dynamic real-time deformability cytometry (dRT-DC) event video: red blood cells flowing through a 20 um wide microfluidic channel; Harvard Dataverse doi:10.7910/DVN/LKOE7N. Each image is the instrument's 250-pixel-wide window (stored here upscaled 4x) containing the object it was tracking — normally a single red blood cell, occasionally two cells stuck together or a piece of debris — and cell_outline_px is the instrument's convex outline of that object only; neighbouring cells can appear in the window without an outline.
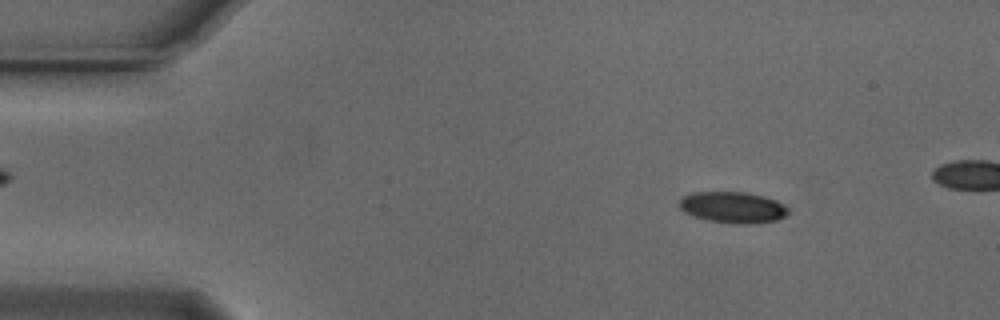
{"species": "Egyptian fruit bat (a non-hibernating species)", "species_latin": "Rousettus aegyptiacus", "temperature_condition": "cold", "stored_images_in_passage": 50, "camera_frame_rate_fps": 3000, "um_per_image_px": 0.085, "animal": {"sex": "male"}, "frame": {"image": 1, "passage_image": 7, "time_ms": 2.0, "image_size_px": [1000, 320], "cell_outline_px": [[788, 212], [784, 216], [776, 220], [752, 224], [732, 224], [708, 220], [684, 212], [676, 204], [684, 196], [692, 192], [748, 192], [764, 196], [776, 200], [788, 208]], "centroid_in_image_um": [62.27, 17.62], "position_along_channel_um": 22.7, "area_um2": 19.88}}
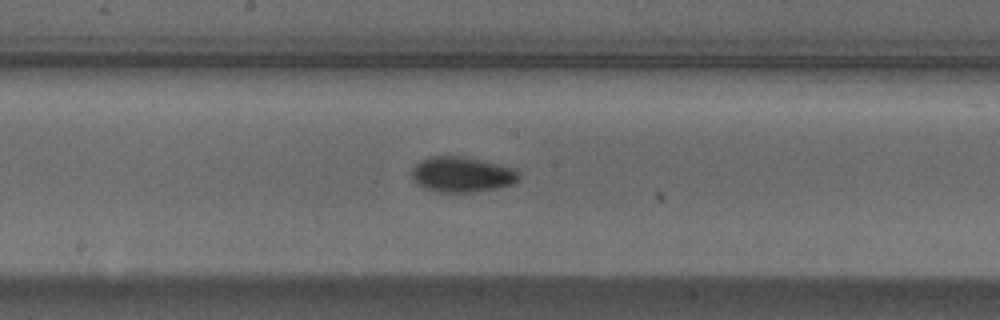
{"frame": {"image": 2, "passage_image": 28, "time_ms": 9.0, "image_size_px": [1000, 320], "cell_outline_px": [[520, 180], [512, 184], [496, 188], [472, 192], [432, 192], [416, 184], [412, 180], [412, 168], [420, 160], [428, 156], [464, 156], [484, 160], [516, 168], [520, 176]], "centroid_in_image_um": [39.25, 14.82], "position_along_channel_um": 208.9, "area_um2": 22.54}}
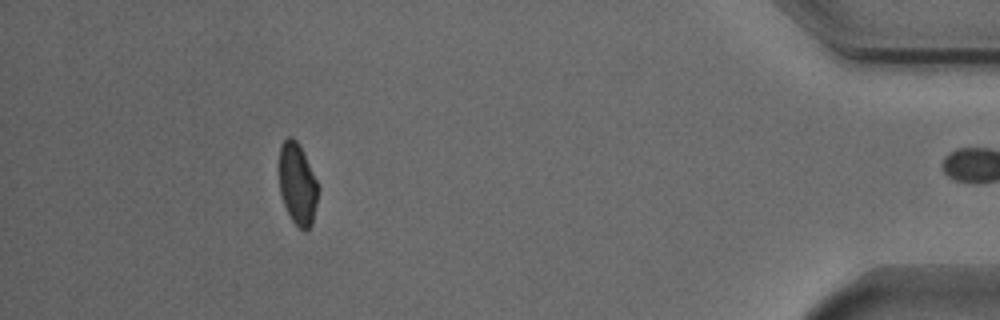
{"frame": {"image": 3, "passage_image": 49, "time_ms": 16.0, "image_size_px": [1000, 320], "cell_outline_px": [[316, 204], [312, 224], [304, 232], [292, 220], [284, 204], [280, 192], [280, 144], [288, 136], [292, 136], [296, 140], [316, 180]], "centroid_in_image_um": [25.25, 15.65], "position_along_channel_um": 409.9, "area_um2": 17.8}, "authors_computed_cell_mechanics": {"area_um2": 20.2589, "velocity_mm_per_s": 3.7352, "shape_relaxation_time_tau1_ms": 3.2859, "shape_relaxation_time_tau2_ms": null, "deformation_change_tau1": 0.11, "deformation_change_tau2": null}}